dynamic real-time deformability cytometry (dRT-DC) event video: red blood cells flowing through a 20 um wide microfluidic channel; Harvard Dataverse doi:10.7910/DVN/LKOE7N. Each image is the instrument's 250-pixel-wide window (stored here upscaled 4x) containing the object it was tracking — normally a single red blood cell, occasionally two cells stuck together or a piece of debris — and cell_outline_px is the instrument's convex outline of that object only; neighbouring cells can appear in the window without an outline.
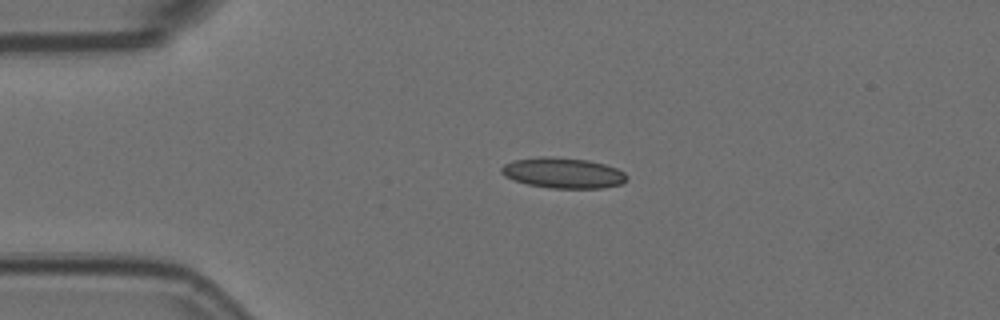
{"species": "Egyptian fruit bat (a non-hibernating species)", "species_latin": "Rousettus aegyptiacus", "temperature_condition": "room temperature", "stored_images_in_passage": 2, "camera_frame_rate_fps": 3000, "um_per_image_px": 0.085, "animal": {"sex": "female"}, "frame": {"image": 1, "passage_image": 1, "time_ms": 0.0, "image_size_px": [1000, 320], "cell_outline_px": [[628, 176], [620, 184], [604, 188], [552, 188], [528, 184], [512, 180], [504, 176], [500, 172], [500, 168], [504, 164], [512, 160], [540, 156], [548, 156], [588, 160], [604, 164], [616, 168], [624, 172]], "centroid_in_image_um": [47.81, 14.69], "position_along_channel_um": 37.2, "area_um2": 22.37}}